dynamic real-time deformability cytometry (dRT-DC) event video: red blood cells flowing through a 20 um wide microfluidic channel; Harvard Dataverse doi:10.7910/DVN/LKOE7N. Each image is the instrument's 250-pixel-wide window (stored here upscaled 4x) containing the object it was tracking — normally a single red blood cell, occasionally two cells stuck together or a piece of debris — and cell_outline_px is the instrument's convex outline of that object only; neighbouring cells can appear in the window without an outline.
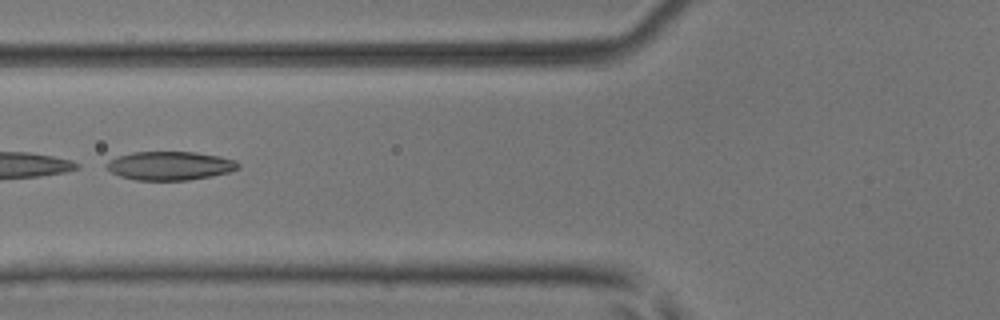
{"species": "common noctule bat (a hibernating species)", "species_latin": "Nyctalus noctula", "temperature_condition": "room temperature", "stored_images_in_passage": 5, "camera_frame_rate_fps": 3000, "um_per_image_px": 0.085, "animal": {"sex": "male", "body_mass_g": 17.9, "forearm_length_mm": 54.2}, "frame": {"image": 1, "passage_image": 4, "time_ms": 1.0, "image_size_px": [1000, 320], "cell_outline_px": [[240, 168], [228, 172], [212, 176], [188, 180], [136, 180], [120, 176], [112, 172], [104, 164], [108, 160], [132, 152], [196, 152], [220, 156], [236, 160], [240, 164]], "centroid_in_image_um": [14.47, 14.08], "position_along_channel_um": 111.3, "area_um2": 22.02}}
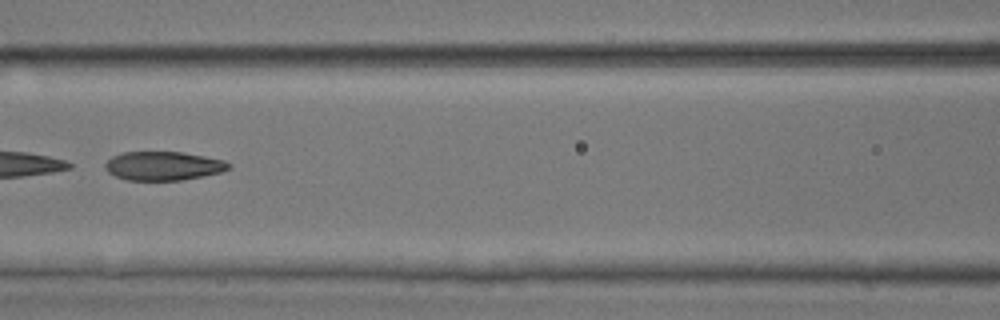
{"frame": {"image": 2, "passage_image": 5, "time_ms": 1.333, "image_size_px": [1000, 320], "cell_outline_px": [[232, 168], [220, 172], [204, 176], [180, 180], [128, 180], [116, 176], [108, 172], [104, 168], [104, 164], [112, 156], [124, 152], [184, 152], [224, 160], [232, 164]], "centroid_in_image_um": [13.9, 14.1], "position_along_channel_um": 152.7, "area_um2": 20.81}}